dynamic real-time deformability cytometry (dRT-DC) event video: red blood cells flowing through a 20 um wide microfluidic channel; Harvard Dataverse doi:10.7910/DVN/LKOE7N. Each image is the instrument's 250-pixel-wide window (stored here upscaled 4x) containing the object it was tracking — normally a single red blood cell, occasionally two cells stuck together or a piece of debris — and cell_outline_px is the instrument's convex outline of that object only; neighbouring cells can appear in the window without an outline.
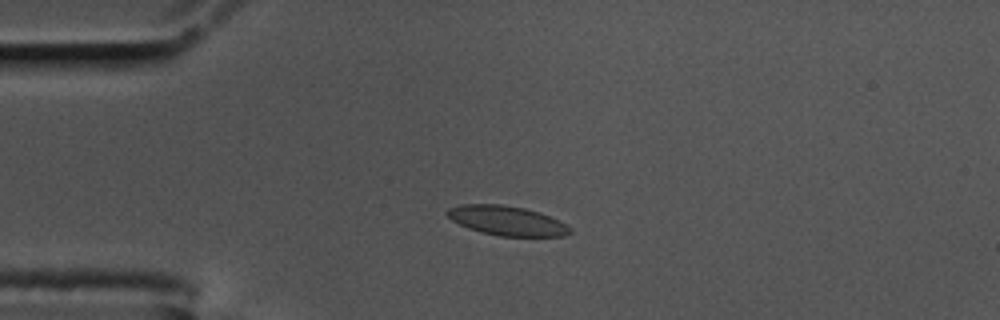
{"species": "common noctule bat (a hibernating species)", "species_latin": "Nyctalus noctula", "temperature_condition": "cold", "stored_images_in_passage": 46, "camera_frame_rate_fps": 3000, "um_per_image_px": 0.085, "animal": {"sex": "male", "body_mass_g": 17.5, "forearm_length_mm": 52.3}, "frame": {"image": 1, "passage_image": 2, "time_ms": 0.333, "image_size_px": [1000, 320], "cell_outline_px": [[572, 232], [564, 236], [500, 236], [480, 232], [468, 228], [452, 220], [444, 212], [448, 208], [460, 204], [500, 204], [524, 208], [540, 212], [560, 220], [572, 228]], "centroid_in_image_um": [43.1, 18.75], "position_along_channel_um": 41.9, "area_um2": 21.27}}
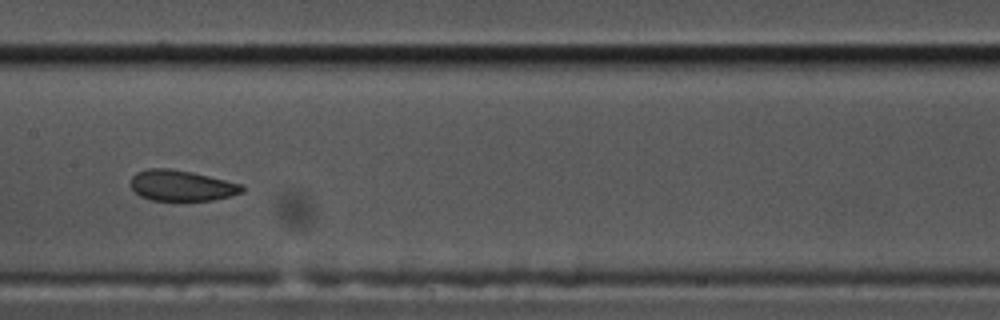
{"frame": {"image": 2, "passage_image": 17, "time_ms": 5.333, "image_size_px": [1000, 320], "cell_outline_px": [[244, 192], [212, 200], [152, 200], [140, 196], [128, 184], [132, 176], [136, 172], [148, 168], [168, 168], [192, 172], [244, 184]], "centroid_in_image_um": [15.42, 15.76], "position_along_channel_um": 192.0, "area_um2": 20.06}}
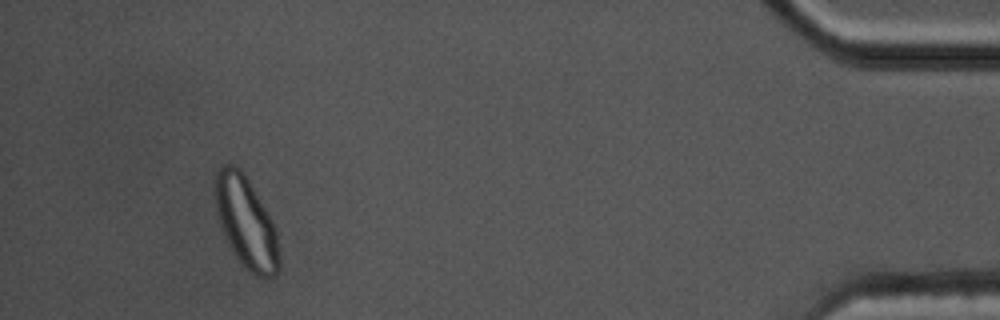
{"frame": {"image": 3, "passage_image": 42, "time_ms": 13.667, "image_size_px": [1000, 320], "cell_outline_px": [[280, 268], [276, 276], [256, 276], [236, 256], [220, 224], [216, 208], [212, 184], [216, 172], [224, 164], [236, 164], [240, 168], [248, 180], [268, 212], [276, 228], [280, 256]], "centroid_in_image_um": [20.92, 18.85], "position_along_channel_um": 414.3, "area_um2": 33.87}, "authors_computed_cell_mechanics": {"area_um2": 20.9814, "velocity_mm_per_s": 3.464, "shape_relaxation_time_tau1_ms": 5.0085, "shape_relaxation_time_tau2_ms": 2.1219, "deformation_change_tau1": 0.1119, "deformation_change_tau2": 0.0635}}